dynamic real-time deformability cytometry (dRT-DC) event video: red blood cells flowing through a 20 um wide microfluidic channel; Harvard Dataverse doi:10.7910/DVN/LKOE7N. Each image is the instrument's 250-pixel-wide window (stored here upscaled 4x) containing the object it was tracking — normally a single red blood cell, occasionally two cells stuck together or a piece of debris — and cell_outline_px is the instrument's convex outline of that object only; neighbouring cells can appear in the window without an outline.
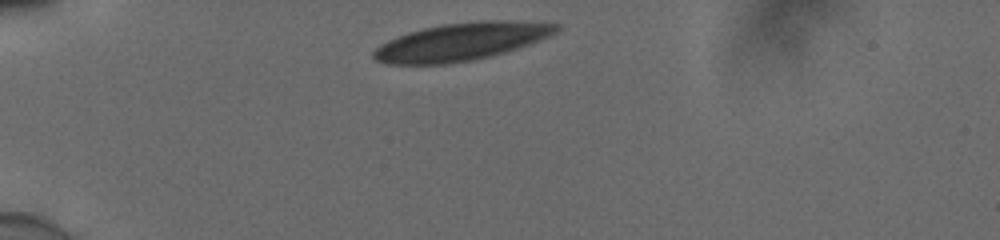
{"species": "human", "species_latin": "Homo sapiens", "temperature_condition": "cold", "stored_images_in_passage": 6, "camera_frame_rate_fps": 3000, "um_per_image_px": 0.085, "donor": {"sex": "male"}, "frame": {"image": 1, "passage_image": 1, "time_ms": 0.0, "image_size_px": [1000, 240], "cell_outline_px": [[560, 28], [556, 32], [548, 36], [528, 44], [516, 48], [488, 56], [472, 60], [444, 64], [388, 64], [376, 60], [372, 56], [372, 52], [380, 44], [396, 36], [408, 32], [424, 28], [444, 24], [480, 20], [508, 20], [560, 24]], "centroid_in_image_um": [39.16, 3.53], "position_along_channel_um": 45.8, "area_um2": 39.71}}
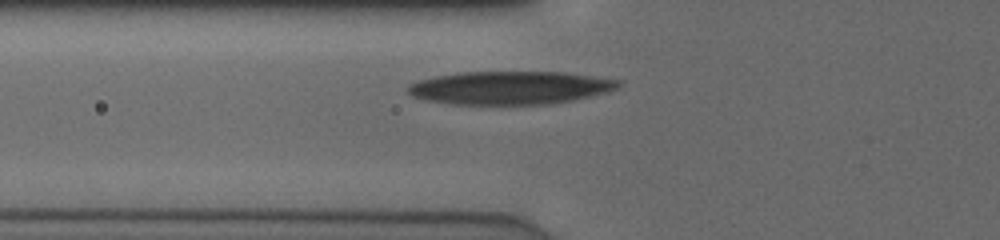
{"frame": {"image": 2, "passage_image": 4, "time_ms": 1.0, "image_size_px": [1000, 240], "cell_outline_px": [[620, 84], [616, 88], [608, 92], [572, 100], [548, 104], [452, 104], [428, 100], [412, 96], [408, 92], [408, 84], [432, 76], [456, 72], [564, 72], [620, 80]], "centroid_in_image_um": [43.32, 7.45], "position_along_channel_um": 82.5, "area_um2": 40.58}}
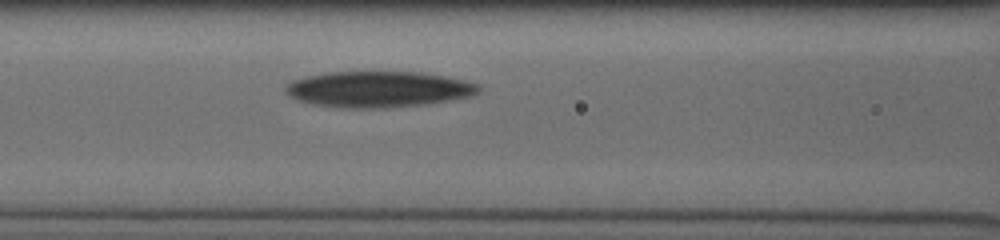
{"frame": {"image": 3, "passage_image": 6, "time_ms": 1.667, "image_size_px": [1000, 240], "cell_outline_px": [[480, 92], [472, 96], [428, 104], [384, 108], [352, 108], [312, 104], [300, 100], [292, 96], [284, 88], [292, 80], [308, 76], [328, 72], [420, 72], [444, 76], [464, 80], [480, 84]], "centroid_in_image_um": [32.23, 7.58], "position_along_channel_um": 134.4, "area_um2": 40.34}}